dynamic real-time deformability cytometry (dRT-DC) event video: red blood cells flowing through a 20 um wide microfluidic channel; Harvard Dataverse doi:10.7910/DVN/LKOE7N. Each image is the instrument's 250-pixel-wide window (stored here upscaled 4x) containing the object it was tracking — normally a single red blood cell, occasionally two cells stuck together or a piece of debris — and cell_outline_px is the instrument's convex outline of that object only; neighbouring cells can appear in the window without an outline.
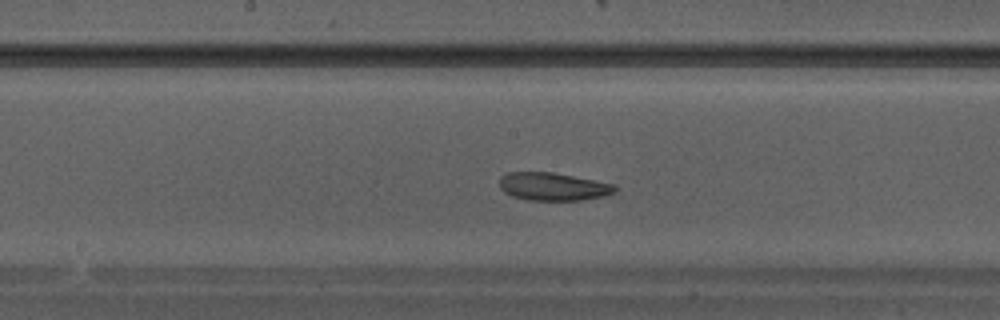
{"species": "Egyptian fruit bat (a non-hibernating species)", "species_latin": "Rousettus aegyptiacus", "temperature_condition": "warm", "stored_images_in_passage": 33, "camera_frame_rate_fps": 3000, "um_per_image_px": 0.085, "animal": {"sex": "male"}, "frame": {"image": 1, "passage_image": 15, "time_ms": 4.667, "image_size_px": [1000, 320], "cell_outline_px": [[620, 188], [616, 192], [604, 196], [580, 200], [528, 200], [512, 196], [504, 192], [500, 188], [500, 176], [508, 172], [552, 172], [596, 180], [616, 184]], "centroid_in_image_um": [47.05, 15.85], "position_along_channel_um": 201.1, "area_um2": 19.02}}
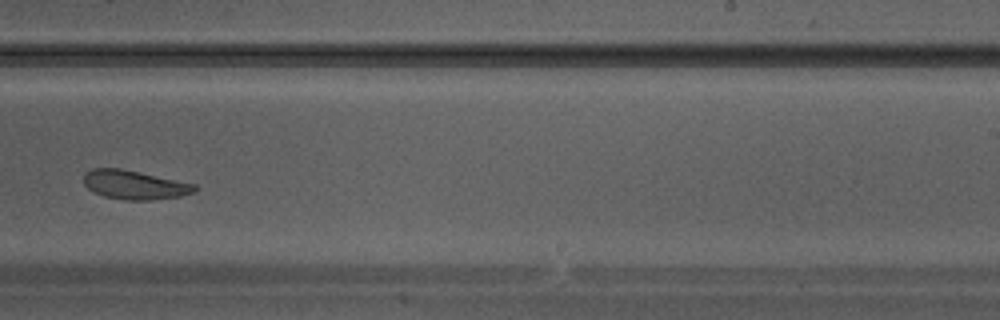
{"frame": {"image": 2, "passage_image": 19, "time_ms": 6.0, "image_size_px": [1000, 320], "cell_outline_px": [[200, 188], [192, 192], [180, 196], [152, 200], [124, 200], [104, 196], [88, 188], [84, 184], [84, 172], [92, 168], [120, 168], [140, 172], [196, 184]], "centroid_in_image_um": [11.44, 15.7], "position_along_channel_um": 277.6, "area_um2": 18.73}}